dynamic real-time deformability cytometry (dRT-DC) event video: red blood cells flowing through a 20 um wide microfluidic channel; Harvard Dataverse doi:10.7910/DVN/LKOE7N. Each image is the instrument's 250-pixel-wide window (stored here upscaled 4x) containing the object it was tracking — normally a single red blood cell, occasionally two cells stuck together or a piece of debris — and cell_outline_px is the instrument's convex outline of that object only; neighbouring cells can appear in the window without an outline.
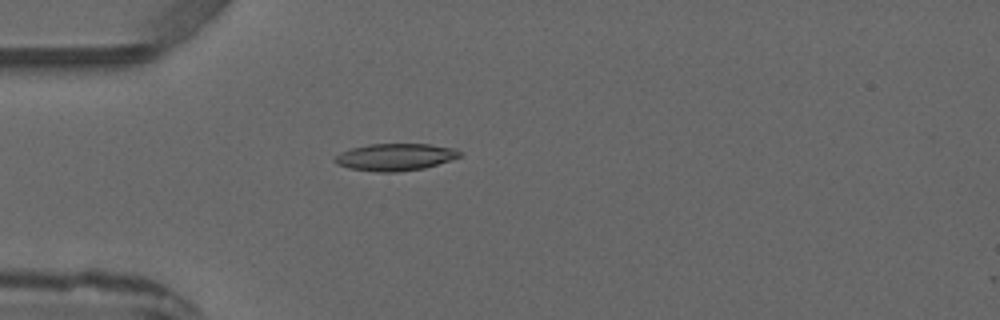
{"species": "common noctule bat (a hibernating species)", "species_latin": "Nyctalus noctula", "temperature_condition": "warm", "stored_images_in_passage": 3, "camera_frame_rate_fps": 3000, "um_per_image_px": 0.085, "animal": {"sex": "male", "forearm_length_mm": 52.5}, "frame": {"image": 1, "passage_image": 3, "time_ms": 3.0, "image_size_px": [1000, 320], "cell_outline_px": [[460, 156], [424, 168], [396, 172], [376, 172], [348, 168], [336, 164], [332, 160], [340, 152], [352, 148], [368, 144], [432, 144], [456, 148], [460, 152]], "centroid_in_image_um": [33.55, 13.34], "position_along_channel_um": 51.5, "area_um2": 19.71}}